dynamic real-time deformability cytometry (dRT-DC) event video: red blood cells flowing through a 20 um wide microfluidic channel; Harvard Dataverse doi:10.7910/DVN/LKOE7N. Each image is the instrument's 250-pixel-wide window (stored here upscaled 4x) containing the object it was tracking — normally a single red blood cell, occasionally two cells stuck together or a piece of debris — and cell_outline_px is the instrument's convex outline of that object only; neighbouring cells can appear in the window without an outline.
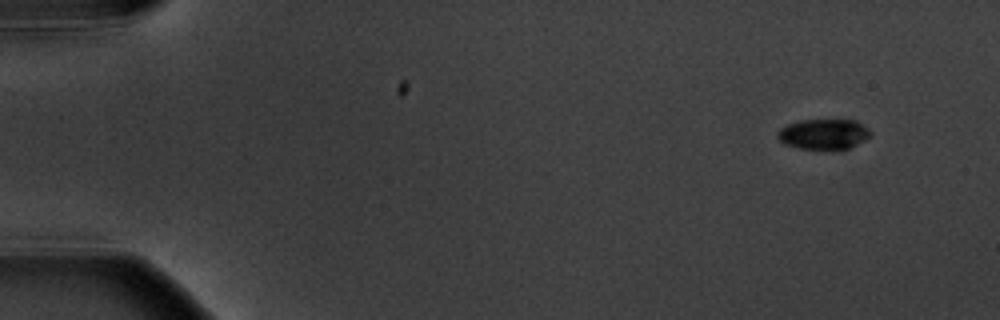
{"species": "common noctule bat (a hibernating species)", "species_latin": "Nyctalus noctula", "temperature_condition": "warm", "stored_images_in_passage": 6, "camera_frame_rate_fps": 3000, "um_per_image_px": 0.085, "animal": {"sex": "male", "body_mass_g": 20.1, "forearm_length_mm": 53.5}, "frame": {"image": 1, "passage_image": 1, "time_ms": 0.0, "image_size_px": [1000, 320], "cell_outline_px": [[872, 132], [864, 140], [848, 148], [800, 148], [784, 144], [776, 136], [776, 132], [780, 128], [788, 124], [800, 120], [856, 120], [864, 124]], "centroid_in_image_um": [69.99, 11.37], "position_along_channel_um": 15.0, "area_um2": 16.18}}
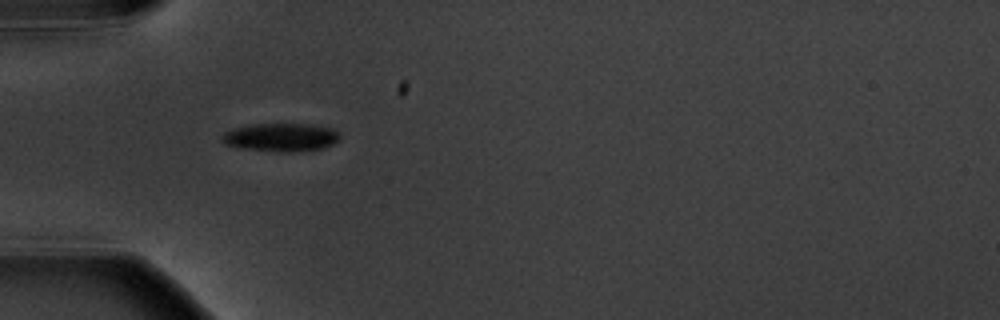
{"frame": {"image": 2, "passage_image": 5, "time_ms": 4.667, "image_size_px": [1000, 320], "cell_outline_px": [[340, 140], [324, 148], [288, 152], [280, 152], [244, 148], [224, 144], [220, 140], [220, 136], [224, 132], [232, 128], [252, 124], [312, 124], [332, 128], [340, 136]], "centroid_in_image_um": [23.85, 11.66], "position_along_channel_um": 61.1, "area_um2": 19.48}}